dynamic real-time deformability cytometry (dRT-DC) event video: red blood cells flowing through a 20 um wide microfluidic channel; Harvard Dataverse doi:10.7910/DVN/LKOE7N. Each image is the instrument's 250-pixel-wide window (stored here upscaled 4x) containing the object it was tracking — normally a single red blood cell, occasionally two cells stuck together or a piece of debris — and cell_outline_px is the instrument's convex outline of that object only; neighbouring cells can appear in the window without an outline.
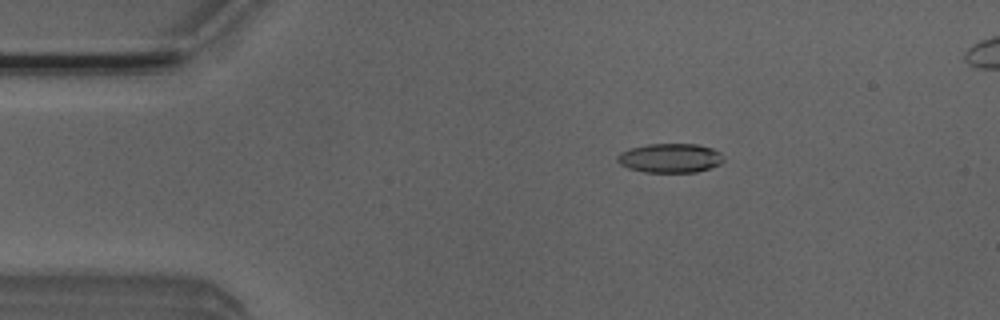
{"species": "Egyptian fruit bat (a non-hibernating species)", "species_latin": "Rousettus aegyptiacus", "temperature_condition": "room temperature", "stored_images_in_passage": 6, "camera_frame_rate_fps": 3000, "um_per_image_px": 0.085, "animal": {"sex": "male"}, "frame": {"image": 1, "passage_image": 2, "time_ms": 0.333, "image_size_px": [1000, 320], "cell_outline_px": [[724, 160], [720, 164], [696, 172], [644, 172], [628, 168], [620, 164], [616, 160], [616, 156], [620, 152], [632, 148], [648, 144], [696, 144], [712, 148], [720, 152]], "centroid_in_image_um": [56.94, 13.43], "position_along_channel_um": 28.1, "area_um2": 18.03}}